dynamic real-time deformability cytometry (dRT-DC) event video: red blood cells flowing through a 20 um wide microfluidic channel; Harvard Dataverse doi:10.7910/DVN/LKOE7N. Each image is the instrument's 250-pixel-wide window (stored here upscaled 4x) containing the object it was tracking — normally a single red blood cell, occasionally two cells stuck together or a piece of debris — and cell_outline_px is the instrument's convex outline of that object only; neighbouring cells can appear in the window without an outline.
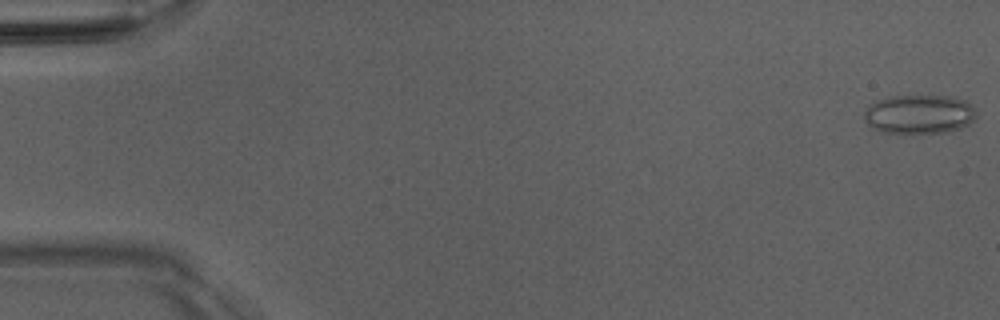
{"species": "Egyptian fruit bat (a non-hibernating species)", "species_latin": "Rousettus aegyptiacus", "temperature_condition": "room temperature", "stored_images_in_passage": 51, "camera_frame_rate_fps": 3000, "um_per_image_px": 0.085, "animal": {"sex": "male"}, "frame": {"image": 1, "passage_image": 1, "time_ms": 0.0, "image_size_px": [1000, 320], "cell_outline_px": [[976, 120], [960, 128], [948, 132], [904, 136], [880, 132], [872, 128], [864, 120], [864, 112], [868, 104], [876, 100], [888, 96], [952, 96], [964, 100], [976, 112]], "centroid_in_image_um": [78.07, 9.76], "position_along_channel_um": 6.9, "area_um2": 26.53}}
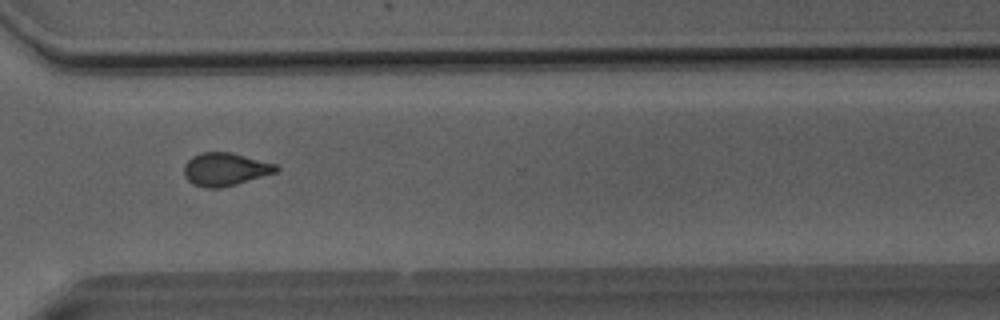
{"frame": {"image": 2, "passage_image": 38, "time_ms": 12.333, "image_size_px": [1000, 320], "cell_outline_px": [[280, 168], [276, 172], [236, 184], [220, 188], [204, 188], [192, 184], [184, 176], [184, 164], [192, 156], [200, 152], [232, 152], [276, 164]], "centroid_in_image_um": [19.11, 14.38], "position_along_channel_um": 351.5, "area_um2": 17.8}}
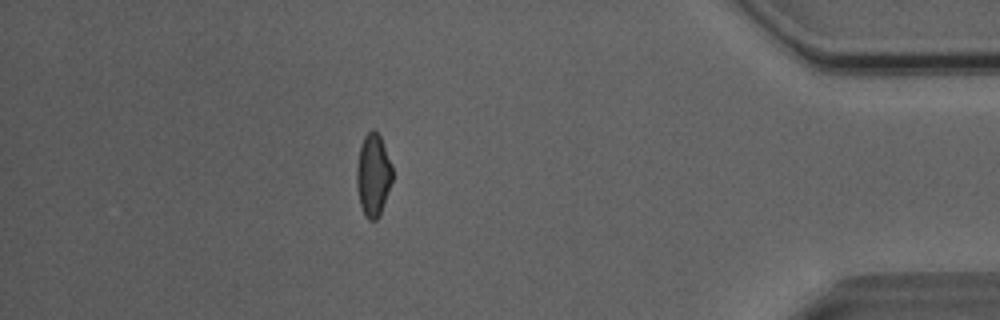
{"frame": {"image": 3, "passage_image": 45, "time_ms": 14.667, "image_size_px": [1000, 320], "cell_outline_px": [[392, 180], [380, 216], [376, 220], [368, 220], [364, 216], [360, 204], [356, 184], [356, 168], [360, 144], [364, 136], [372, 128], [380, 136], [392, 164]], "centroid_in_image_um": [31.71, 14.89], "position_along_channel_um": 403.5, "area_um2": 17.34}, "authors_computed_cell_mechanics": {"area_um2": 17.8602, "velocity_mm_per_s": 4.0816, "shape_relaxation_time_tau1_ms": null, "shape_relaxation_time_tau2_ms": 1.446, "deformation_change_tau1": null, "deformation_change_tau2": 0.0633}}